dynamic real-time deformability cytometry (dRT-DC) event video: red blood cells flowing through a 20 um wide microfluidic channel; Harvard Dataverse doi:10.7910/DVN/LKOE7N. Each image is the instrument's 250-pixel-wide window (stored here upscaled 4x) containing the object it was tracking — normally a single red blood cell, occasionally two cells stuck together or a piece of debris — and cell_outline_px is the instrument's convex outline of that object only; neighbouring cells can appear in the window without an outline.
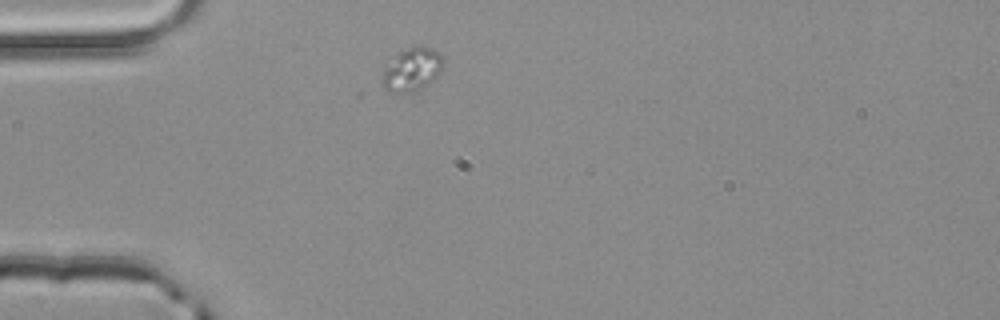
{"species": "common noctule bat (a hibernating species)", "species_latin": "Nyctalus noctula", "temperature_condition": "room temperature", "stored_images_in_passage": 1, "camera_frame_rate_fps": 3000, "um_per_image_px": 0.085, "animal": {"sex": "male", "body_mass_g": 20.4}, "frame": {"image": 1, "passage_image": 1, "time_ms": 0.0, "image_size_px": [1000, 320], "cell_outline_px": [[444, 68], [436, 80], [412, 92], [388, 92], [384, 88], [380, 80], [384, 64], [396, 52], [408, 48], [432, 48], [440, 52], [444, 56]], "centroid_in_image_um": [35.01, 5.91], "position_along_channel_um": 50.0, "area_um2": 15.95}}